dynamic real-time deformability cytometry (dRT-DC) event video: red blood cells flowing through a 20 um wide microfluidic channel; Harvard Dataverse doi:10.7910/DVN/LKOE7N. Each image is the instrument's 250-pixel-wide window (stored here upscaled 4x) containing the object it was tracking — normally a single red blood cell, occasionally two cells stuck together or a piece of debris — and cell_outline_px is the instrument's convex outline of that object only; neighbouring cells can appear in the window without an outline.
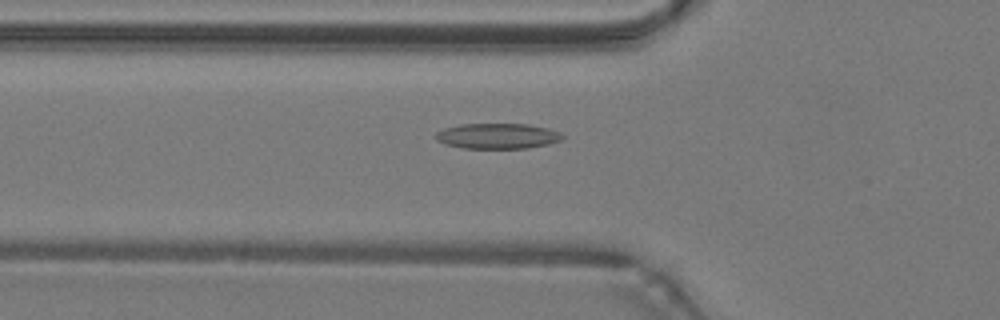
{"species": "common noctule bat (a hibernating species)", "species_latin": "Nyctalus noctula", "temperature_condition": "warm", "stored_images_in_passage": 49, "camera_frame_rate_fps": 3000, "um_per_image_px": 0.085, "animal": {"sex": "male", "body_mass_g": 19.2, "forearm_length_mm": 51.8}, "frame": {"image": 1, "passage_image": 18, "time_ms": 5.667, "image_size_px": [1000, 320], "cell_outline_px": [[564, 136], [560, 140], [548, 144], [528, 148], [460, 148], [444, 144], [436, 140], [436, 132], [444, 128], [460, 124], [528, 124], [548, 128], [560, 132]], "centroid_in_image_um": [42.27, 11.56], "position_along_channel_um": 83.5, "area_um2": 18.84}}
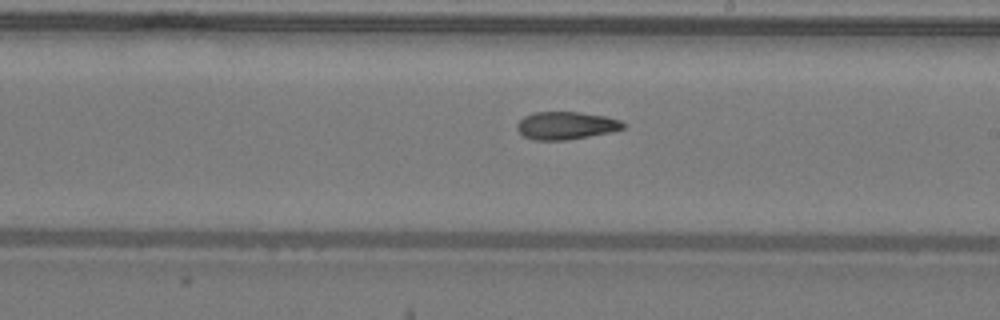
{"frame": {"image": 2, "passage_image": 29, "time_ms": 9.333, "image_size_px": [1000, 320], "cell_outline_px": [[624, 128], [612, 132], [564, 140], [532, 140], [524, 136], [516, 128], [516, 124], [524, 116], [532, 112], [580, 112], [604, 116], [620, 120], [624, 124]], "centroid_in_image_um": [48.08, 10.67], "position_along_channel_um": 240.9, "area_um2": 17.11}}
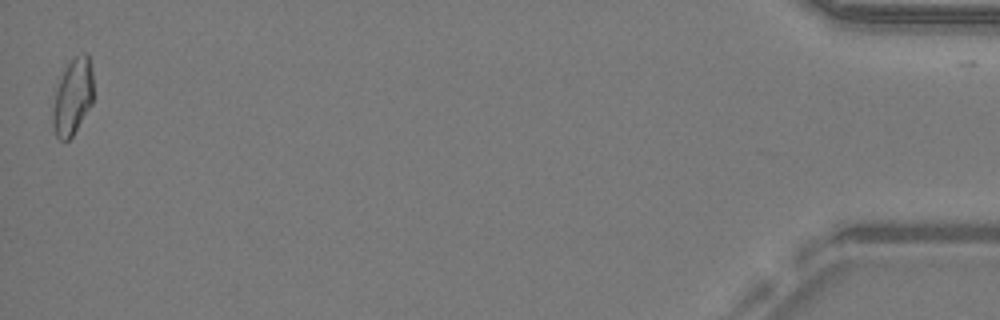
{"frame": {"image": 3, "passage_image": 49, "time_ms": 16.0, "image_size_px": [1000, 320], "cell_outline_px": [[92, 104], [72, 136], [68, 140], [60, 140], [56, 136], [52, 128], [52, 108], [56, 92], [60, 80], [68, 64], [76, 56], [84, 52], [88, 52], [92, 72]], "centroid_in_image_um": [6.18, 8.26], "position_along_channel_um": 429.0, "area_um2": 17.8}, "authors_computed_cell_mechanics": {"area_um2": 17.9758, "velocity_mm_per_s": 4.2821, "shape_relaxation_time_tau1_ms": null, "shape_relaxation_time_tau2_ms": 7.9797, "deformation_change_tau1": null, "deformation_change_tau2": 0.1904}}